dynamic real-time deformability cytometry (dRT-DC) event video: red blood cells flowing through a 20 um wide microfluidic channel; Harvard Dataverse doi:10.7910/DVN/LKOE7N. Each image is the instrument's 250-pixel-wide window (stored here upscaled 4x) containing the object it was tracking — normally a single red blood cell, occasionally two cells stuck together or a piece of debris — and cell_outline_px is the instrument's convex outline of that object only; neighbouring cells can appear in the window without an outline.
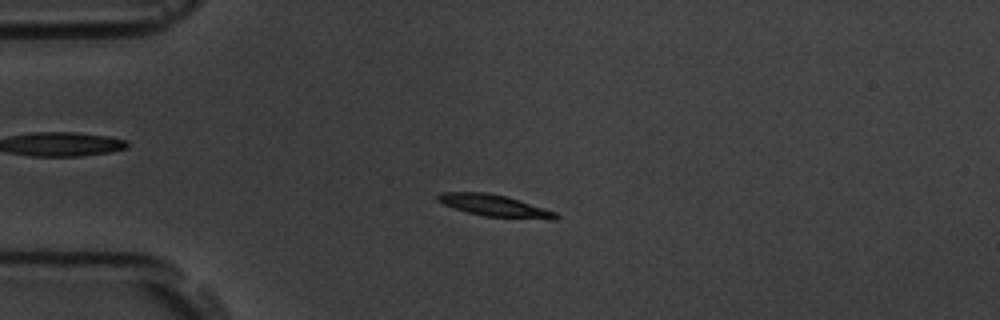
{"species": "common noctule bat (a hibernating species)", "species_latin": "Nyctalus noctula", "temperature_condition": "room temperature", "stored_images_in_passage": 55, "camera_frame_rate_fps": 3000, "um_per_image_px": 0.085, "animal": {"sex": "male", "body_mass_g": 19.5, "forearm_length_mm": 54.6}, "frame": {"image": 1, "passage_image": 14, "time_ms": 4.333, "image_size_px": [1000, 320], "cell_outline_px": [[560, 216], [556, 220], [548, 220], [484, 216], [452, 208], [436, 200], [436, 196], [440, 192], [484, 192], [504, 196], [556, 212]], "centroid_in_image_um": [42.02, 17.49], "position_along_channel_um": 43.0, "area_um2": 14.91}}
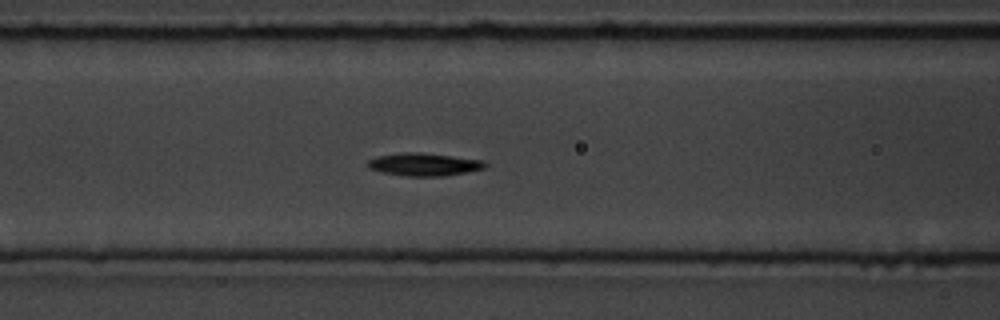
{"frame": {"image": 2, "passage_image": 23, "time_ms": 7.333, "image_size_px": [1000, 320], "cell_outline_px": [[488, 164], [484, 168], [444, 176], [408, 176], [384, 172], [368, 168], [368, 160], [376, 156], [400, 152], [420, 152], [484, 160]], "centroid_in_image_um": [36.03, 13.96], "position_along_channel_um": 130.6, "area_um2": 15.49}}
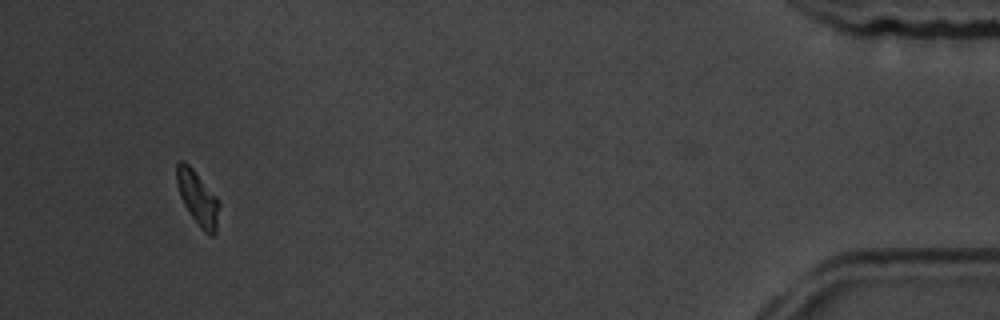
{"frame": {"image": 3, "passage_image": 52, "time_ms": 17.0, "image_size_px": [1000, 320], "cell_outline_px": [[220, 204], [216, 232], [212, 236], [204, 232], [200, 228], [184, 204], [180, 196], [176, 180], [176, 160], [184, 160], [192, 168], [216, 196]], "centroid_in_image_um": [16.8, 16.82], "position_along_channel_um": 418.4, "area_um2": 13.35}, "authors_computed_cell_mechanics": {"area_um2": 14.3922, "velocity_mm_per_s": 3.7475, "shape_relaxation_time_tau1_ms": 2.2527, "shape_relaxation_time_tau2_ms": null, "deformation_change_tau1": 0.1075, "deformation_change_tau2": null}}